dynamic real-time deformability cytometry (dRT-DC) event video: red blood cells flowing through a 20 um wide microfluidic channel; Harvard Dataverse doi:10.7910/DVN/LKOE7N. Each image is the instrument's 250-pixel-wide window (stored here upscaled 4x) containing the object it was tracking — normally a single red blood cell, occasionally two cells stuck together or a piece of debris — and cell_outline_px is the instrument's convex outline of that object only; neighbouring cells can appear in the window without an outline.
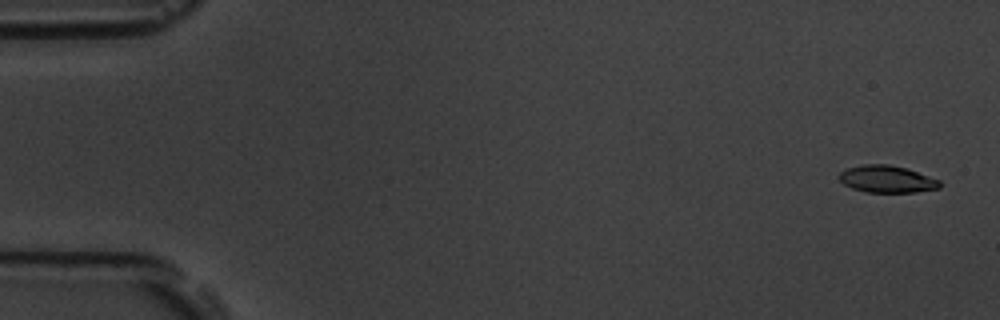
{"species": "common noctule bat (a hibernating species)", "species_latin": "Nyctalus noctula", "temperature_condition": "room temperature", "stored_images_in_passage": 6, "camera_frame_rate_fps": 3000, "um_per_image_px": 0.085, "animal": {"sex": "male", "body_mass_g": 19.5, "forearm_length_mm": 54.6}, "frame": {"image": 1, "passage_image": 1, "time_ms": 0.0, "image_size_px": [1000, 320], "cell_outline_px": [[940, 188], [916, 192], [864, 192], [852, 188], [844, 184], [840, 180], [840, 172], [844, 168], [864, 164], [888, 164], [904, 168], [940, 180]], "centroid_in_image_um": [75.35, 15.22], "position_along_channel_um": 9.6, "area_um2": 15.78}}
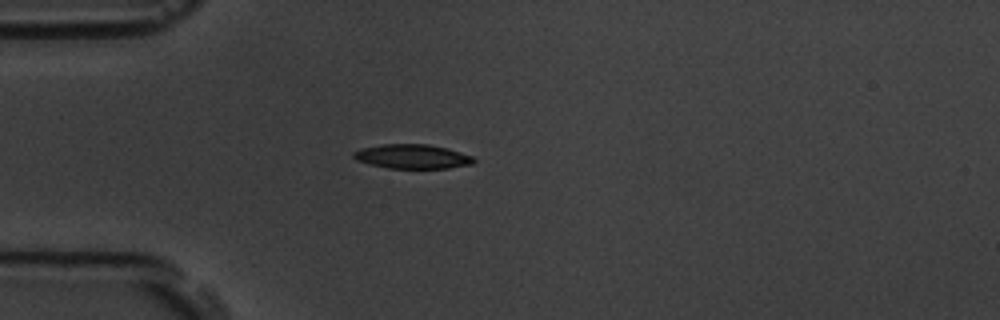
{"frame": {"image": 2, "passage_image": 5, "time_ms": 4.667, "image_size_px": [1000, 320], "cell_outline_px": [[476, 160], [472, 164], [448, 168], [388, 168], [356, 160], [352, 156], [352, 152], [364, 148], [384, 144], [428, 144], [460, 152], [472, 156]], "centroid_in_image_um": [35.05, 13.3], "position_along_channel_um": 49.9, "area_um2": 16.76}}